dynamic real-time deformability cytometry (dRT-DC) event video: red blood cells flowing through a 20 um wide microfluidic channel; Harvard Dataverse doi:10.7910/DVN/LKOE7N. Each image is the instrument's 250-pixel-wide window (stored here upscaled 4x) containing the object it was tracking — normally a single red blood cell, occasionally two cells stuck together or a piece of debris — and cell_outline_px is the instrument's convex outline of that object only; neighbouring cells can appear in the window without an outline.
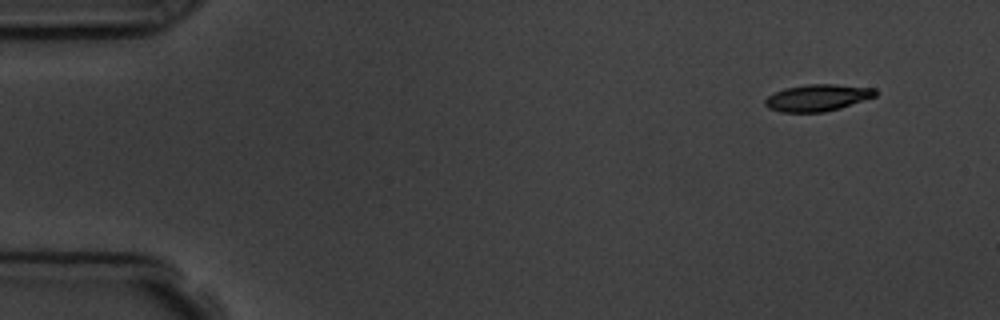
{"species": "common noctule bat (a hibernating species)", "species_latin": "Nyctalus noctula", "temperature_condition": "room temperature", "stored_images_in_passage": 4, "camera_frame_rate_fps": 3000, "um_per_image_px": 0.085, "animal": {"sex": "male", "body_mass_g": 19.5, "forearm_length_mm": 54.6}, "frame": {"image": 1, "passage_image": 1, "time_ms": 0.0, "image_size_px": [1000, 320], "cell_outline_px": [[876, 96], [840, 108], [824, 112], [780, 112], [768, 108], [764, 104], [764, 100], [768, 96], [784, 88], [808, 84], [832, 84], [876, 88]], "centroid_in_image_um": [69.47, 8.31], "position_along_channel_um": 15.5, "area_um2": 17.17}}
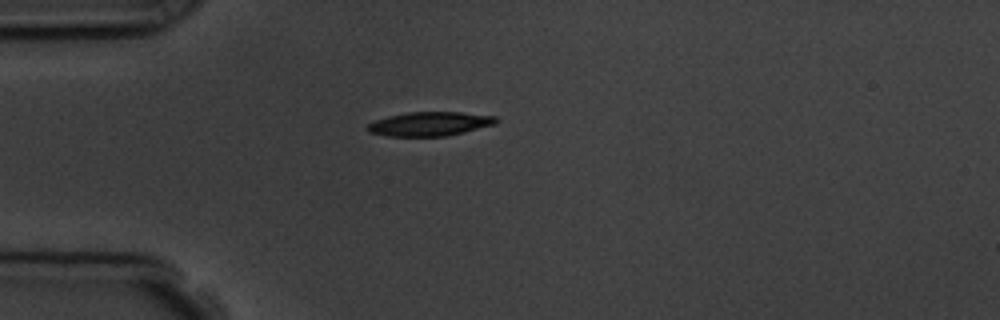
{"frame": {"image": 2, "passage_image": 4, "time_ms": 3.333, "image_size_px": [1000, 320], "cell_outline_px": [[500, 120], [496, 124], [464, 132], [444, 136], [388, 136], [368, 132], [364, 128], [368, 124], [376, 120], [388, 116], [408, 112], [460, 112], [496, 116]], "centroid_in_image_um": [36.53, 10.53], "position_along_channel_um": 48.5, "area_um2": 18.09}}